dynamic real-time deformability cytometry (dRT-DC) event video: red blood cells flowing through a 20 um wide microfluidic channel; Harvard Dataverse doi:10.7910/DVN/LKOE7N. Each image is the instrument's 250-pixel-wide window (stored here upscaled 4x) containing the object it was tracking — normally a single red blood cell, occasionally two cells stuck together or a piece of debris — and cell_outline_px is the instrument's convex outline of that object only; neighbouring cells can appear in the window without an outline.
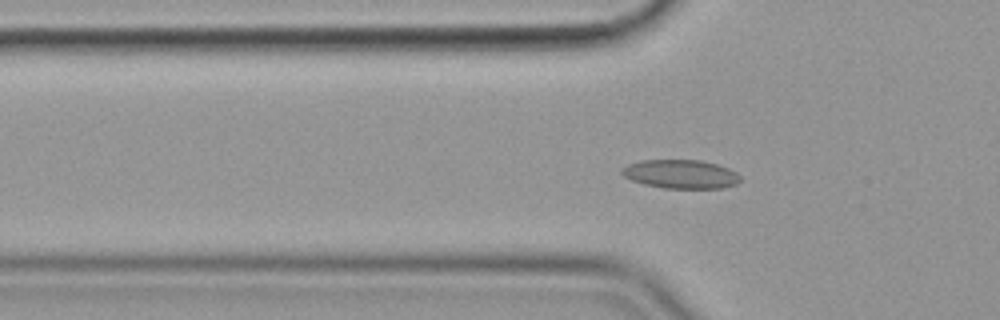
{"species": "common noctule bat (a hibernating species)", "species_latin": "Nyctalus noctula", "temperature_condition": "cold", "stored_images_in_passage": 53, "camera_frame_rate_fps": 3000, "um_per_image_px": 0.085, "animal": {"sex": "female", "body_mass_g": 19.9}, "frame": {"image": 1, "passage_image": 14, "time_ms": 4.333, "image_size_px": [1000, 320], "cell_outline_px": [[740, 180], [736, 184], [720, 188], [664, 188], [644, 184], [632, 180], [624, 176], [620, 172], [620, 168], [628, 164], [640, 160], [700, 160], [716, 164], [728, 168], [736, 172], [740, 176]], "centroid_in_image_um": [57.83, 14.79], "position_along_channel_um": 68.0, "area_um2": 19.83}}
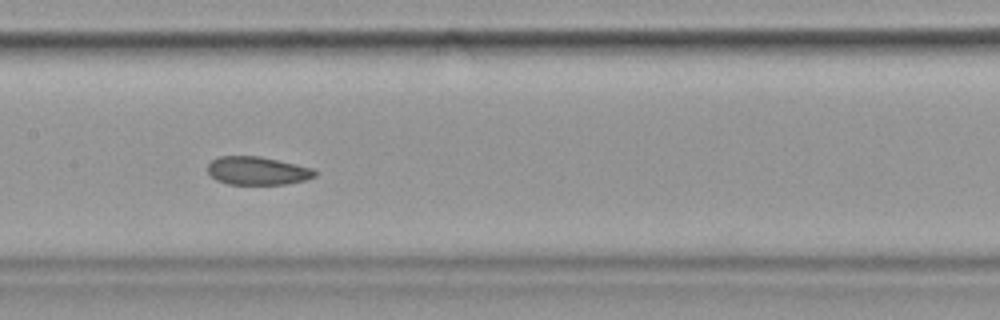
{"frame": {"image": 2, "passage_image": 24, "time_ms": 7.667, "image_size_px": [1000, 320], "cell_outline_px": [[316, 176], [304, 180], [288, 184], [228, 184], [216, 180], [208, 172], [208, 164], [212, 160], [220, 156], [260, 156], [296, 164], [312, 168], [316, 172]], "centroid_in_image_um": [21.87, 14.51], "position_along_channel_um": 185.5, "area_um2": 17.57}}
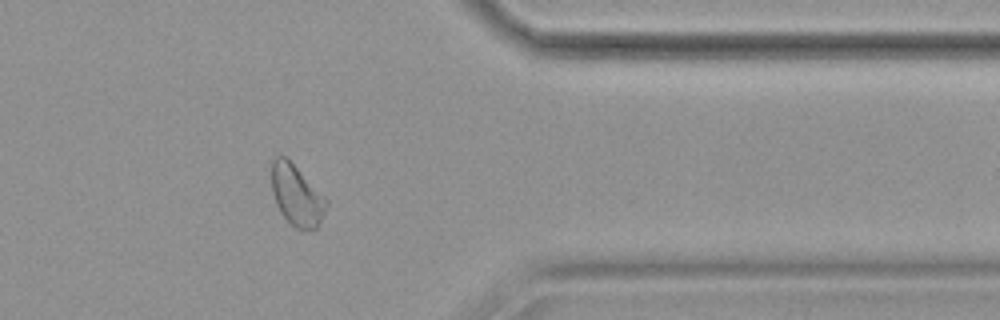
{"frame": {"image": 3, "passage_image": 42, "time_ms": 13.667, "image_size_px": [1000, 320], "cell_outline_px": [[328, 204], [316, 228], [296, 228], [280, 212], [276, 204], [272, 192], [272, 160], [276, 156], [284, 156], [328, 200]], "centroid_in_image_um": [25.19, 16.6], "position_along_channel_um": 386.2, "area_um2": 18.67}, "authors_computed_cell_mechanics": {"area_um2": 19.7676, "velocity_mm_per_s": 3.5476, "shape_relaxation_time_tau1_ms": null, "shape_relaxation_time_tau2_ms": 5.0375, "deformation_change_tau1": null, "deformation_change_tau2": 0.0864}}